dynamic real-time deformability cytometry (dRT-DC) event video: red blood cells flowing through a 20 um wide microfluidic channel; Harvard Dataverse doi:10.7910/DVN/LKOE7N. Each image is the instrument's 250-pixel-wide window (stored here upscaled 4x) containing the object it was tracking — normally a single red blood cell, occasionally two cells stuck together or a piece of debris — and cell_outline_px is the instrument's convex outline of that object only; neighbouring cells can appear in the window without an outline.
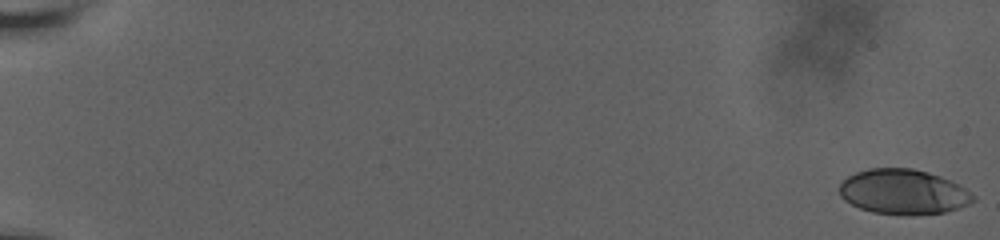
{"species": "human", "species_latin": "Homo sapiens", "temperature_condition": "room temperature", "stored_images_in_passage": 54, "camera_frame_rate_fps": 3000, "um_per_image_px": 0.085, "donor": {"sex": "male"}, "frame": {"image": 1, "passage_image": 1, "time_ms": 0.0, "image_size_px": [1000, 240], "cell_outline_px": [[976, 200], [968, 204], [944, 212], [908, 216], [872, 212], [860, 208], [844, 200], [840, 196], [840, 184], [848, 176], [856, 172], [868, 168], [912, 168], [928, 172], [940, 176], [964, 188], [976, 196]], "centroid_in_image_um": [76.76, 16.31], "position_along_channel_um": 8.2, "area_um2": 35.03}}
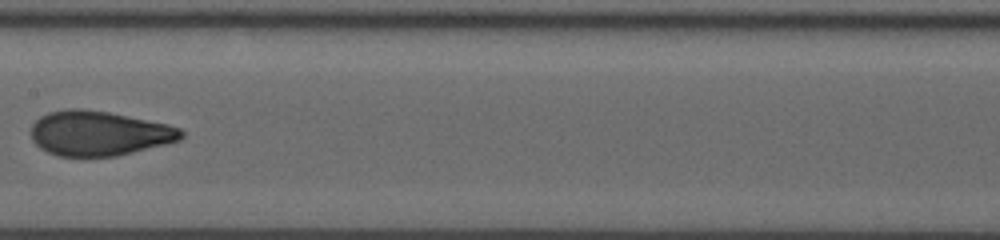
{"frame": {"image": 2, "passage_image": 29, "time_ms": 11.333, "image_size_px": [1000, 240], "cell_outline_px": [[184, 136], [180, 140], [116, 156], [60, 156], [48, 152], [40, 148], [32, 140], [32, 124], [40, 116], [48, 112], [68, 108], [80, 108], [108, 112], [168, 124], [180, 128], [184, 132]], "centroid_in_image_um": [8.4, 11.32], "position_along_channel_um": 199.0, "area_um2": 39.02}}
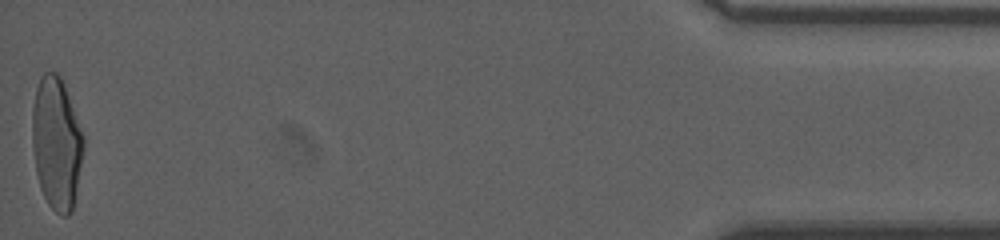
{"frame": {"image": 3, "passage_image": 54, "time_ms": 20.0, "image_size_px": [1000, 240], "cell_outline_px": [[84, 148], [72, 212], [68, 216], [60, 216], [48, 204], [40, 188], [36, 172], [32, 144], [32, 108], [36, 88], [40, 76], [44, 72], [56, 72], [60, 76], [64, 84], [84, 136]], "centroid_in_image_um": [4.79, 12.18], "position_along_channel_um": 430.4, "area_um2": 39.65}, "authors_computed_cell_mechanics": {"area_um2": 38.0324, "velocity_mm_per_s": 3.6436, "shape_relaxation_time_tau1_ms": 6.2881, "shape_relaxation_time_tau2_ms": 0.6969, "deformation_change_tau1": 0.192, "deformation_change_tau2": 0.054}}